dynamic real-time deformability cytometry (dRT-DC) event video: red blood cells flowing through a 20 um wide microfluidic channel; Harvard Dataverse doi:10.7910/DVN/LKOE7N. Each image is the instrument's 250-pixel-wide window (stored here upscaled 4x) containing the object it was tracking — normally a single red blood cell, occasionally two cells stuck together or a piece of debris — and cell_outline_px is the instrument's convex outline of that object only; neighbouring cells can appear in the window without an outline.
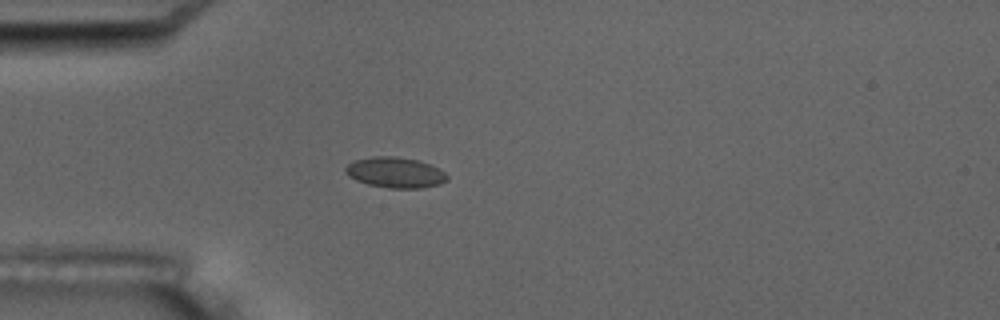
{"species": "common noctule bat (a hibernating species)", "species_latin": "Nyctalus noctula", "temperature_condition": "room temperature", "stored_images_in_passage": 4, "camera_frame_rate_fps": 3000, "um_per_image_px": 0.085, "animal": {"sex": "male", "body_mass_g": 17.5, "forearm_length_mm": 52.3}, "frame": {"image": 1, "passage_image": 4, "time_ms": 4.333, "image_size_px": [1000, 320], "cell_outline_px": [[448, 180], [440, 184], [420, 188], [388, 188], [368, 184], [356, 180], [348, 176], [344, 172], [344, 168], [348, 164], [356, 160], [372, 156], [396, 156], [416, 160], [440, 168], [448, 176]], "centroid_in_image_um": [33.59, 14.66], "position_along_channel_um": 51.4, "area_um2": 18.15}}